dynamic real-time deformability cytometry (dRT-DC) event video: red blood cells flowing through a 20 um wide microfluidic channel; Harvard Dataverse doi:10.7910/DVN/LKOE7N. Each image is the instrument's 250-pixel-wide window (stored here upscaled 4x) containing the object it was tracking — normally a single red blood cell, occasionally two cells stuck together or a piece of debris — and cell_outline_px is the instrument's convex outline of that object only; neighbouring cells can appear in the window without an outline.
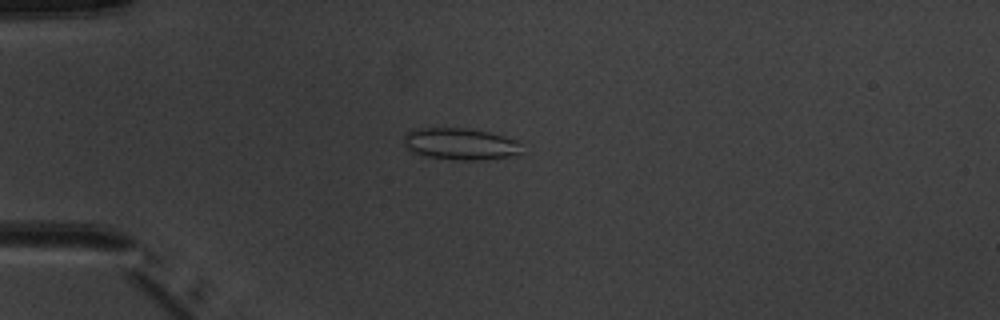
{"species": "common noctule bat (a hibernating species)", "species_latin": "Nyctalus noctula", "temperature_condition": "warm", "stored_images_in_passage": 6, "camera_frame_rate_fps": 3000, "um_per_image_px": 0.085, "animal": {"sex": "male", "body_mass_g": 20.1, "forearm_length_mm": 53.5}, "frame": {"image": 1, "passage_image": 4, "time_ms": 3.333, "image_size_px": [1000, 320], "cell_outline_px": [[520, 152], [516, 156], [488, 160], [452, 160], [428, 156], [416, 152], [408, 148], [404, 144], [404, 136], [408, 132], [416, 128], [464, 128], [492, 132], [520, 140]], "centroid_in_image_um": [39.22, 12.24], "position_along_channel_um": 45.8, "area_um2": 22.08}}
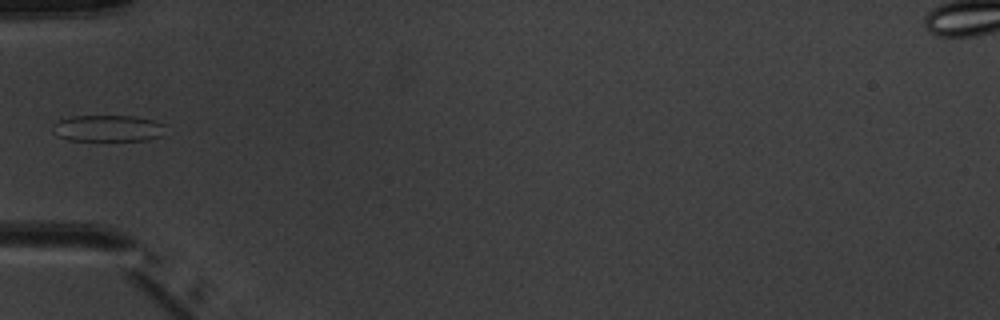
{"frame": {"image": 2, "passage_image": 5, "time_ms": 4.667, "image_size_px": [1000, 320], "cell_outline_px": [[164, 124], [160, 136], [148, 140], [68, 140], [56, 136], [52, 132], [52, 124], [60, 120], [72, 116], [132, 116], [152, 120]], "centroid_in_image_um": [9.09, 10.91], "position_along_channel_um": 75.9, "area_um2": 17.28}}
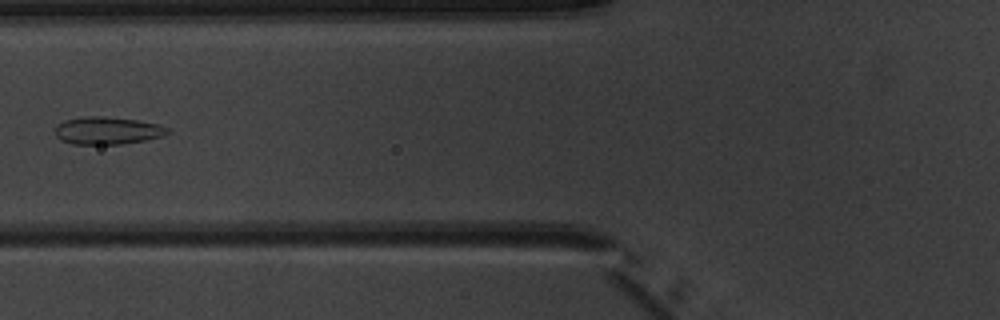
{"frame": {"image": 3, "passage_image": 6, "time_ms": 5.667, "image_size_px": [1000, 320], "cell_outline_px": [[172, 132], [164, 136], [144, 140], [120, 144], [72, 144], [60, 140], [56, 136], [56, 124], [64, 120], [84, 116], [100, 116], [136, 120], [156, 124], [168, 128]], "centroid_in_image_um": [9.11, 11.1], "position_along_channel_um": 116.7, "area_um2": 18.03}}